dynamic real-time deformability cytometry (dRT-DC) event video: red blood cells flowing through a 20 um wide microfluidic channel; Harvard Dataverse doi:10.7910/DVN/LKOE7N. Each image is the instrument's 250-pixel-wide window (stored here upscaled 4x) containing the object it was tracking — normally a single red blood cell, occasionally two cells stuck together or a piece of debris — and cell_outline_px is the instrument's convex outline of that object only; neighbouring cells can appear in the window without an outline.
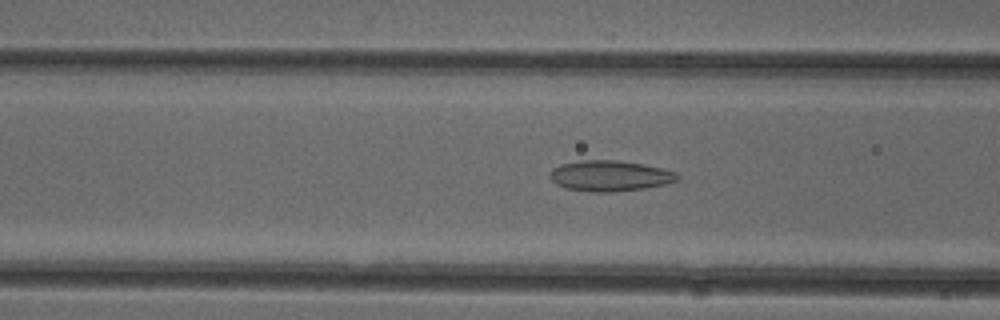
{"species": "common noctule bat (a hibernating species)", "species_latin": "Nyctalus noctula", "temperature_condition": "cold", "stored_images_in_passage": 36, "camera_frame_rate_fps": 3000, "um_per_image_px": 0.085, "animal": {"sex": "female"}, "frame": {"image": 1, "passage_image": 4, "time_ms": 1.0, "image_size_px": [1000, 320], "cell_outline_px": [[680, 176], [676, 180], [664, 184], [644, 188], [612, 192], [592, 192], [568, 188], [556, 184], [548, 176], [552, 168], [560, 164], [580, 160], [616, 160], [644, 164], [676, 172]], "centroid_in_image_um": [51.8, 14.94], "position_along_channel_um": 114.8, "area_um2": 22.72}}
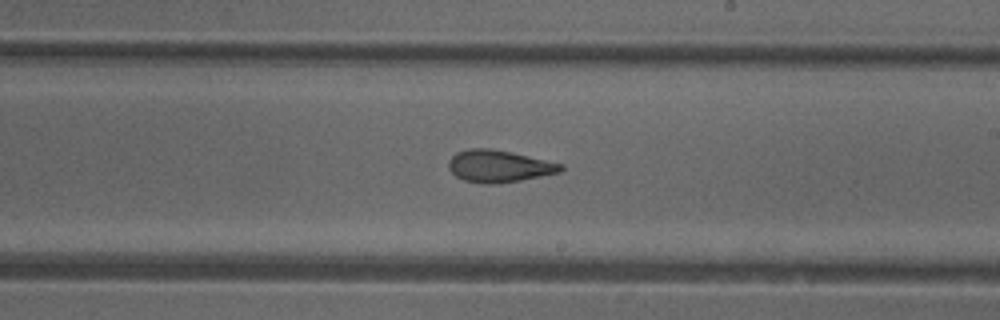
{"frame": {"image": 2, "passage_image": 14, "time_ms": 4.333, "image_size_px": [1000, 320], "cell_outline_px": [[564, 168], [560, 172], [520, 180], [492, 184], [484, 184], [464, 180], [456, 176], [448, 168], [448, 160], [456, 152], [468, 148], [492, 148], [512, 152], [564, 164]], "centroid_in_image_um": [42.39, 14.11], "position_along_channel_um": 246.6, "area_um2": 21.04}}
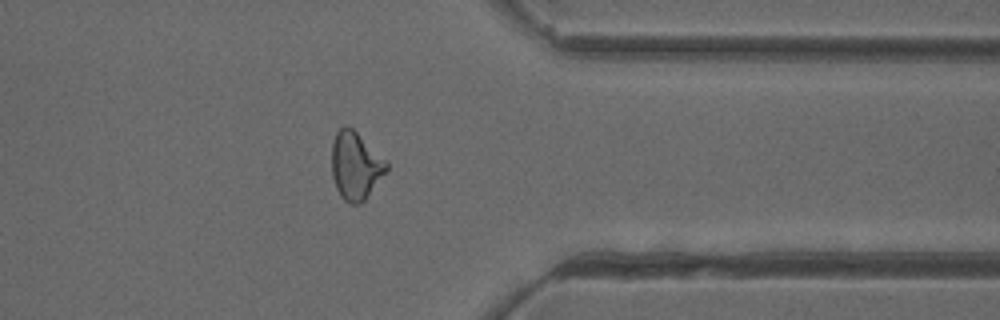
{"frame": {"image": 3, "passage_image": 25, "time_ms": 8.0, "image_size_px": [1000, 320], "cell_outline_px": [[388, 168], [364, 200], [360, 204], [352, 204], [344, 200], [340, 196], [336, 188], [332, 176], [332, 144], [336, 132], [344, 124], [348, 124], [388, 160]], "centroid_in_image_um": [30.22, 14.05], "position_along_channel_um": 381.2, "area_um2": 21.73}}